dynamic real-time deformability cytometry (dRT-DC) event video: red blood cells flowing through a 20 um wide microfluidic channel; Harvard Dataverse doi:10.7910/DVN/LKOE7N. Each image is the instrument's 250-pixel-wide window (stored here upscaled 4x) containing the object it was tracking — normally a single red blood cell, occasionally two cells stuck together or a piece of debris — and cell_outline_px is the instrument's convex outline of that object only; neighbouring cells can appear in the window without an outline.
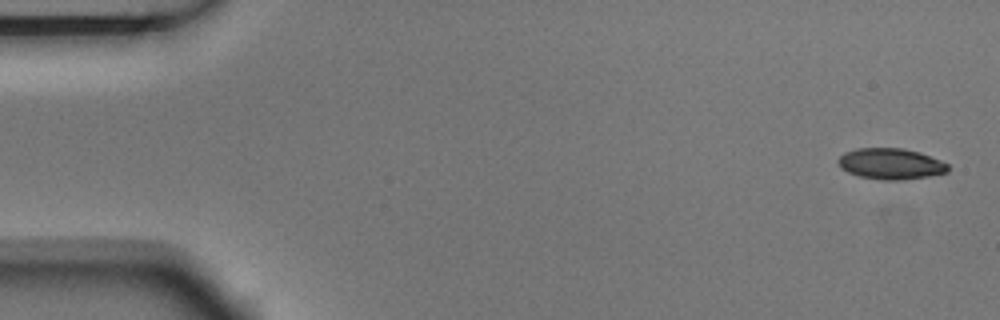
{"species": "Egyptian fruit bat (a non-hibernating species)", "species_latin": "Rousettus aegyptiacus", "temperature_condition": "room temperature", "stored_images_in_passage": 5, "camera_frame_rate_fps": 3000, "um_per_image_px": 0.085, "animal": {"sex": "male"}, "frame": {"image": 1, "passage_image": 1, "time_ms": 0.0, "image_size_px": [1000, 320], "cell_outline_px": [[948, 172], [928, 176], [900, 180], [880, 180], [860, 176], [848, 172], [840, 168], [836, 160], [844, 152], [856, 148], [904, 148], [920, 152], [940, 160], [948, 164]], "centroid_in_image_um": [75.68, 13.91], "position_along_channel_um": 9.3, "area_um2": 19.94}}
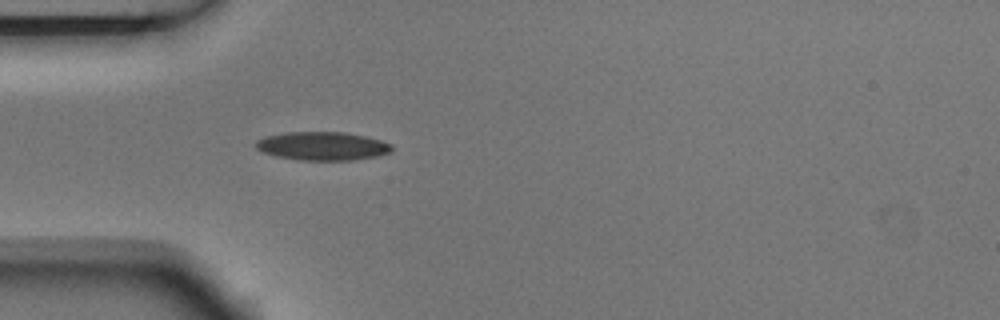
{"frame": {"image": 2, "passage_image": 5, "time_ms": 1.333, "image_size_px": [1000, 320], "cell_outline_px": [[392, 152], [380, 156], [352, 160], [300, 160], [276, 156], [264, 152], [256, 148], [256, 140], [264, 136], [288, 132], [344, 132], [364, 136], [380, 140], [392, 144]], "centroid_in_image_um": [27.43, 12.41], "position_along_channel_um": 57.6, "area_um2": 22.6}}